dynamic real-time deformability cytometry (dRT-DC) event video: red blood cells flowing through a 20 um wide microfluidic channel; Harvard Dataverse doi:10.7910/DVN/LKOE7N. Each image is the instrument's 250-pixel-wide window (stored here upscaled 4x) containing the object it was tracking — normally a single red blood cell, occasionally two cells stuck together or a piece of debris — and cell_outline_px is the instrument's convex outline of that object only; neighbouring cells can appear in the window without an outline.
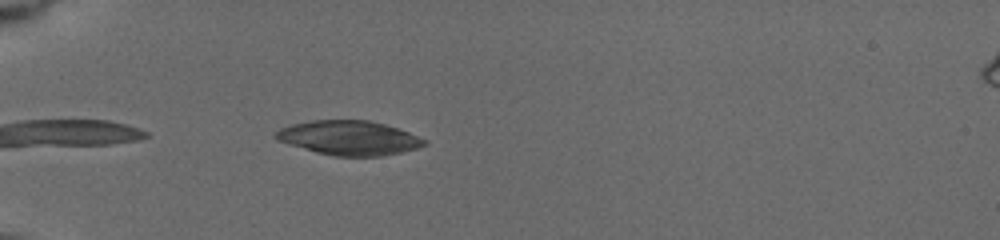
{"species": "common noctule bat (a hibernating species)", "species_latin": "Nyctalus noctula", "temperature_condition": "cold", "stored_images_in_passage": 5, "camera_frame_rate_fps": 3000, "um_per_image_px": 0.085, "animal": {"sex": "female", "body_mass_g": 19.5, "forearm_length_mm": 54.1}, "frame": {"image": 1, "passage_image": 1, "time_ms": 0.0, "image_size_px": [1000, 240], "cell_outline_px": [[428, 144], [416, 148], [400, 152], [380, 156], [336, 156], [316, 152], [276, 140], [276, 132], [280, 128], [292, 124], [312, 120], [368, 120], [384, 124], [408, 132], [428, 140]], "centroid_in_image_um": [29.68, 11.72], "position_along_channel_um": 55.3, "area_um2": 29.48}}
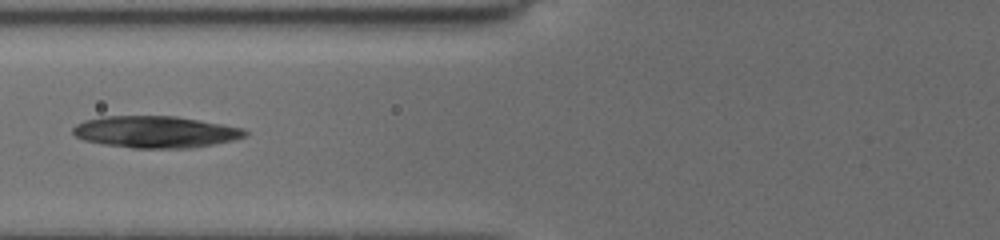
{"frame": {"image": 2, "passage_image": 3, "time_ms": 2.0, "image_size_px": [1000, 240], "cell_outline_px": [[248, 136], [232, 140], [192, 148], [132, 148], [104, 144], [84, 140], [76, 136], [72, 132], [72, 128], [76, 124], [84, 120], [100, 116], [176, 116], [244, 128], [248, 132]], "centroid_in_image_um": [13.2, 11.21], "position_along_channel_um": 112.6, "area_um2": 31.91}}
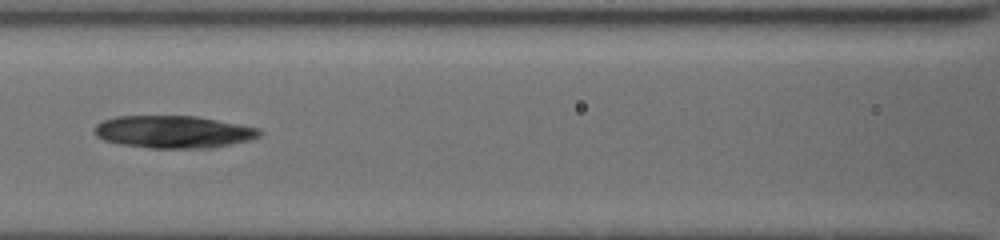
{"frame": {"image": 3, "passage_image": 4, "time_ms": 3.0, "image_size_px": [1000, 240], "cell_outline_px": [[264, 132], [260, 136], [248, 140], [212, 148], [148, 148], [120, 144], [104, 140], [96, 136], [92, 132], [96, 124], [104, 120], [116, 116], [196, 116], [240, 124], [260, 128]], "centroid_in_image_um": [14.73, 11.21], "position_along_channel_um": 151.9, "area_um2": 31.39}}